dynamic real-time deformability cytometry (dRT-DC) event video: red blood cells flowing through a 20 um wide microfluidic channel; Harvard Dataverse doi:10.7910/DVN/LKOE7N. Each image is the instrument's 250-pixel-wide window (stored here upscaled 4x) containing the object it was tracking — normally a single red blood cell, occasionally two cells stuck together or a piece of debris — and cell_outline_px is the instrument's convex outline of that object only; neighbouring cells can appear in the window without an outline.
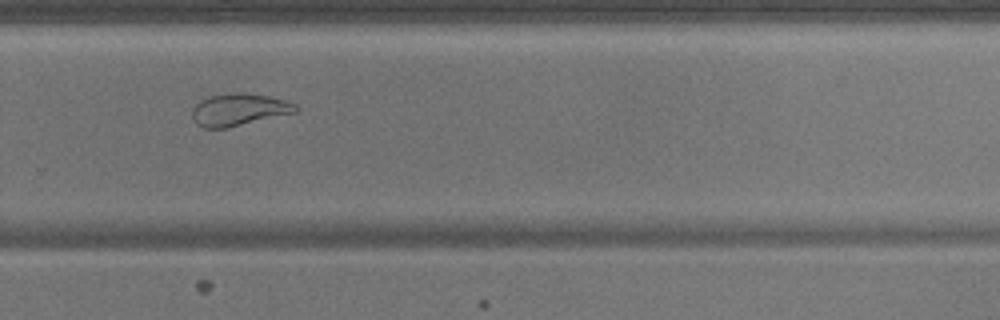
{"species": "common noctule bat (a hibernating species)", "species_latin": "Nyctalus noctula", "temperature_condition": "warm", "stored_images_in_passage": 43, "camera_frame_rate_fps": 3000, "um_per_image_px": 0.085, "animal": {"sex": "male", "body_mass_g": 17.9}, "frame": {"image": 1, "passage_image": 27, "time_ms": 8.667, "image_size_px": [1000, 320], "cell_outline_px": [[300, 112], [224, 128], [204, 128], [196, 124], [192, 116], [192, 108], [200, 100], [208, 96], [236, 92], [248, 92], [268, 96], [284, 100], [296, 104], [300, 108]], "centroid_in_image_um": [20.34, 9.31], "position_along_channel_um": 309.5, "area_um2": 19.65}}
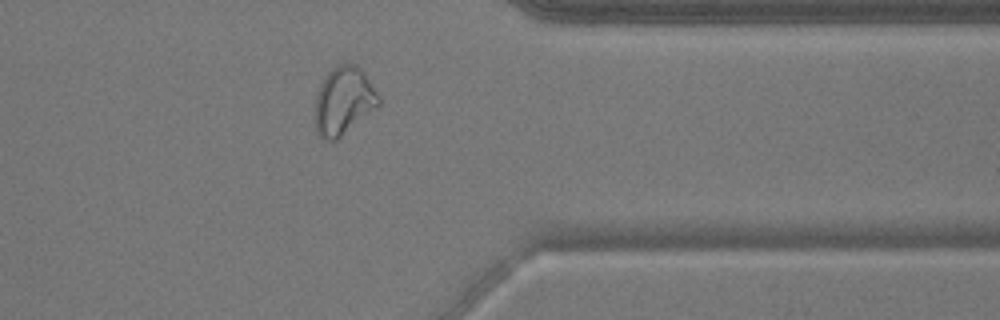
{"frame": {"image": 2, "passage_image": 33, "time_ms": 10.667, "image_size_px": [1000, 320], "cell_outline_px": [[380, 104], [336, 140], [328, 140], [320, 136], [316, 132], [316, 92], [320, 84], [328, 72], [336, 64], [356, 64], [364, 72], [380, 96]], "centroid_in_image_um": [29.21, 8.54], "position_along_channel_um": 382.2, "area_um2": 24.85}}
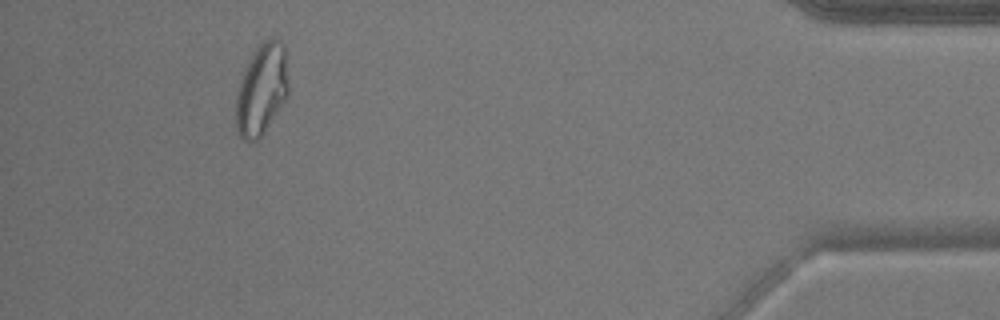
{"frame": {"image": 3, "passage_image": 39, "time_ms": 12.667, "image_size_px": [1000, 320], "cell_outline_px": [[288, 96], [260, 140], [256, 144], [248, 144], [240, 136], [236, 128], [236, 92], [240, 80], [248, 60], [260, 40], [268, 36], [272, 36], [280, 40], [284, 44], [288, 80]], "centroid_in_image_um": [22.23, 7.62], "position_along_channel_um": 413.0, "area_um2": 28.9}}